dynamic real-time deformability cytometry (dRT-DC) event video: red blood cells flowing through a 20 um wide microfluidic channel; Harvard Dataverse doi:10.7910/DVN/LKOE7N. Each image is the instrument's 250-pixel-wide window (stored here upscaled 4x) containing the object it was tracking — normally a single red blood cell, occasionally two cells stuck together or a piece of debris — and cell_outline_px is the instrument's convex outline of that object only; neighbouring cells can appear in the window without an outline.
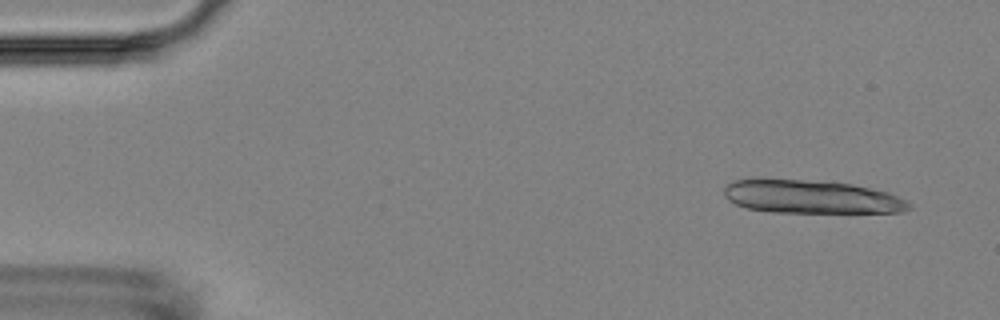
{"species": "Egyptian fruit bat (a non-hibernating species)", "species_latin": "Rousettus aegyptiacus", "temperature_condition": "room temperature", "stored_images_in_passage": 5, "camera_frame_rate_fps": 3000, "um_per_image_px": 0.085, "animal": {"sex": "female"}, "frame": {"image": 1, "passage_image": 1, "time_ms": 0.0, "image_size_px": [1000, 320], "cell_outline_px": [[912, 208], [900, 212], [772, 212], [748, 208], [736, 204], [728, 200], [724, 196], [724, 188], [732, 180], [800, 180], [852, 184], [888, 192], [908, 200], [912, 204]], "centroid_in_image_um": [69.01, 16.74], "position_along_channel_um": 16.0, "area_um2": 35.43}}